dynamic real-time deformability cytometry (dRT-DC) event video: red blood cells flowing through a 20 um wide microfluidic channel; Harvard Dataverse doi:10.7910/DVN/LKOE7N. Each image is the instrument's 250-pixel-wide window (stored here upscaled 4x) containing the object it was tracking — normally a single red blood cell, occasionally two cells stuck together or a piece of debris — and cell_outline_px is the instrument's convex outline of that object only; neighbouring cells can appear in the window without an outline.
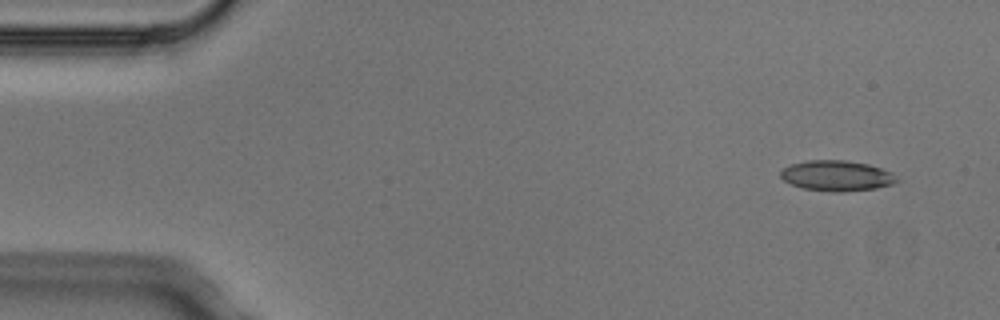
{"species": "Egyptian fruit bat (a non-hibernating species)", "species_latin": "Rousettus aegyptiacus", "temperature_condition": "cold", "stored_images_in_passage": 4, "camera_frame_rate_fps": 3000, "um_per_image_px": 0.085, "animal": {"sex": "male"}, "frame": {"image": 1, "passage_image": 1, "time_ms": 0.0, "image_size_px": [1000, 320], "cell_outline_px": [[900, 180], [892, 184], [876, 188], [840, 192], [832, 192], [800, 188], [784, 180], [780, 176], [780, 172], [784, 168], [792, 164], [808, 160], [844, 160], [868, 164], [892, 172]], "centroid_in_image_um": [71.13, 14.94], "position_along_channel_um": 13.9, "area_um2": 20.63}}
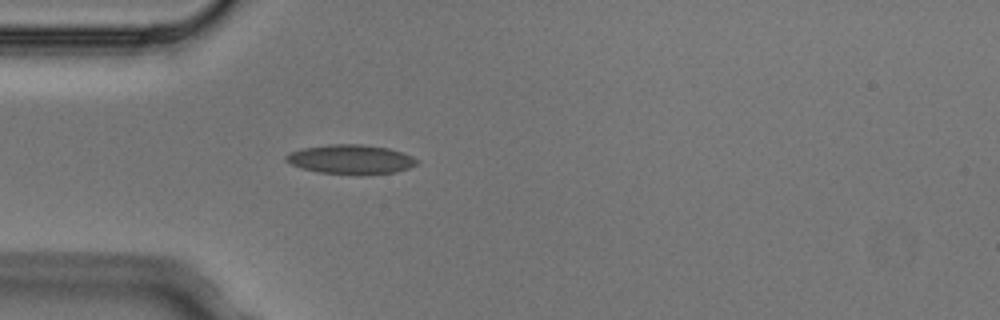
{"frame": {"image": 2, "passage_image": 4, "time_ms": 1.0, "image_size_px": [1000, 320], "cell_outline_px": [[420, 164], [396, 172], [320, 172], [300, 168], [284, 160], [284, 156], [292, 152], [304, 148], [328, 144], [360, 144], [388, 148], [412, 156], [420, 160]], "centroid_in_image_um": [29.82, 13.5], "position_along_channel_um": 55.2, "area_um2": 21.56}}